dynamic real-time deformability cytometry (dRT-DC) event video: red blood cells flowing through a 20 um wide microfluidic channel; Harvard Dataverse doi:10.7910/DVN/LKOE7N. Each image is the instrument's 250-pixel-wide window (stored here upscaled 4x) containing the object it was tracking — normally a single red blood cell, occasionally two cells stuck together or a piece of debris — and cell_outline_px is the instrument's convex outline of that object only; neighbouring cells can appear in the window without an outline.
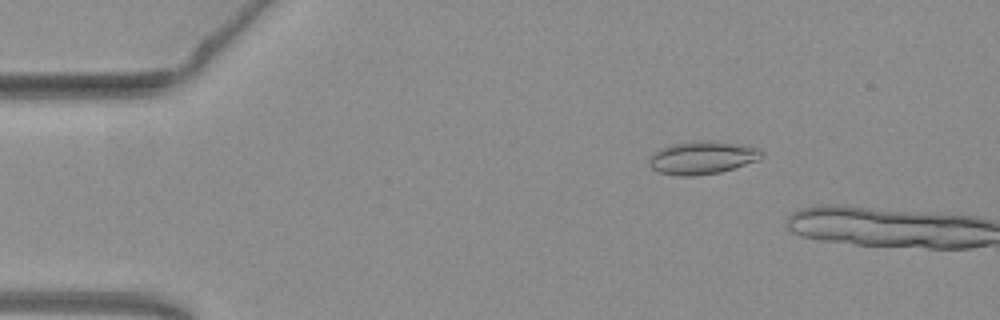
{"species": "common noctule bat (a hibernating species)", "species_latin": "Nyctalus noctula", "temperature_condition": "warm", "stored_images_in_passage": 5, "camera_frame_rate_fps": 3000, "um_per_image_px": 0.085, "animal": {"sex": "female", "body_mass_g": 19.3, "forearm_length_mm": 54.1}, "frame": {"image": 1, "passage_image": 3, "time_ms": 0.667, "image_size_px": [1000, 320], "cell_outline_px": [[764, 156], [760, 160], [720, 172], [696, 176], [680, 176], [660, 172], [652, 168], [648, 164], [648, 160], [660, 148], [672, 144], [700, 140], [732, 144], [760, 148], [764, 152]], "centroid_in_image_um": [59.71, 13.42], "position_along_channel_um": 25.3, "area_um2": 21.39}}